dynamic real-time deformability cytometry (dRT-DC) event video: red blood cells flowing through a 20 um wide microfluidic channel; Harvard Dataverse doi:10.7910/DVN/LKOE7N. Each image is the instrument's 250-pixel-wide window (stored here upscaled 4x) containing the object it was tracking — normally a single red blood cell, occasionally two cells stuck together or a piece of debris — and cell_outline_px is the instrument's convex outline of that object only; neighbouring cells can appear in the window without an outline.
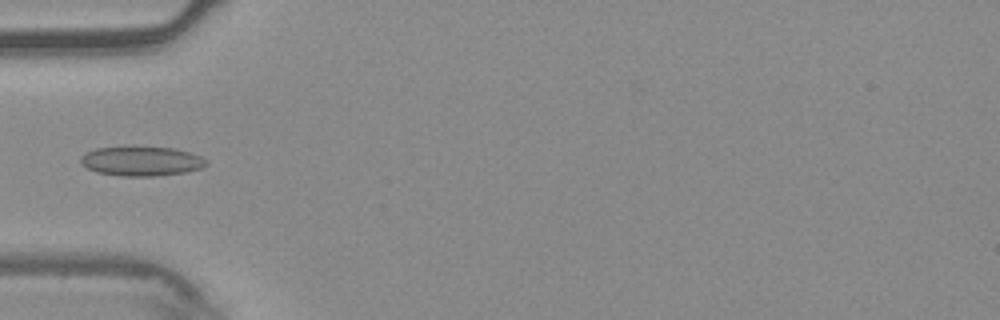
{"species": "common noctule bat (a hibernating species)", "species_latin": "Nyctalus noctula", "temperature_condition": "warm", "stored_images_in_passage": 34, "camera_frame_rate_fps": 3000, "um_per_image_px": 0.085, "animal": {"sex": "male", "body_mass_g": 20.4}, "frame": {"image": 1, "passage_image": 1, "time_ms": 0.0, "image_size_px": [1000, 320], "cell_outline_px": [[208, 164], [200, 168], [184, 172], [156, 176], [120, 176], [96, 172], [80, 164], [80, 156], [96, 148], [172, 148], [188, 152], [200, 156], [208, 160]], "centroid_in_image_um": [12.01, 13.72], "position_along_channel_um": 73.0, "area_um2": 21.15}}
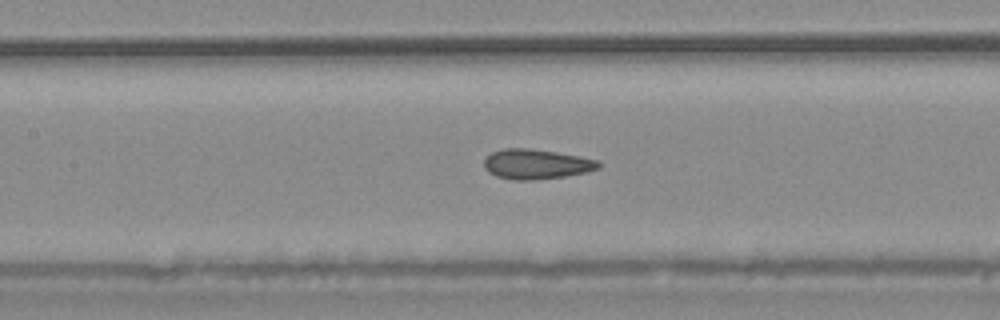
{"frame": {"image": 2, "passage_image": 8, "time_ms": 2.333, "image_size_px": [1000, 320], "cell_outline_px": [[600, 168], [584, 172], [564, 176], [536, 180], [512, 180], [496, 176], [488, 172], [484, 168], [484, 156], [492, 152], [504, 148], [528, 148], [556, 152], [580, 156], [600, 160]], "centroid_in_image_um": [45.55, 13.95], "position_along_channel_um": 161.8, "area_um2": 20.11}}
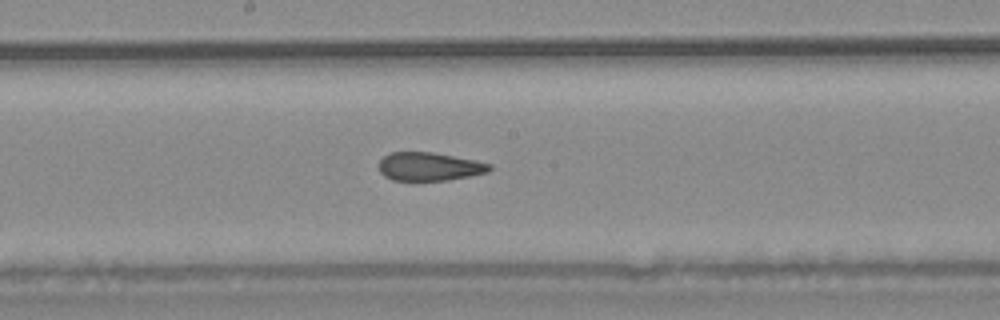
{"frame": {"image": 3, "passage_image": 12, "time_ms": 3.667, "image_size_px": [1000, 320], "cell_outline_px": [[492, 168], [488, 172], [448, 180], [392, 180], [384, 176], [380, 172], [380, 160], [384, 156], [392, 152], [432, 152], [492, 164]], "centroid_in_image_um": [36.48, 14.16], "position_along_channel_um": 211.7, "area_um2": 18.03}}